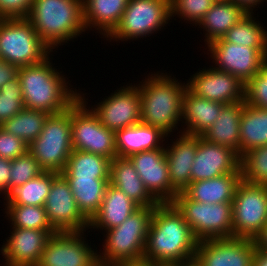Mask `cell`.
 Here are the masks:
<instances>
[{
  "label": "cell",
  "instance_id": "17",
  "mask_svg": "<svg viewBox=\"0 0 267 266\" xmlns=\"http://www.w3.org/2000/svg\"><path fill=\"white\" fill-rule=\"evenodd\" d=\"M256 250L252 239H205L198 241L195 257L202 266H253Z\"/></svg>",
  "mask_w": 267,
  "mask_h": 266
},
{
  "label": "cell",
  "instance_id": "39",
  "mask_svg": "<svg viewBox=\"0 0 267 266\" xmlns=\"http://www.w3.org/2000/svg\"><path fill=\"white\" fill-rule=\"evenodd\" d=\"M44 170L28 151L11 161L9 194L17 187L42 174Z\"/></svg>",
  "mask_w": 267,
  "mask_h": 266
},
{
  "label": "cell",
  "instance_id": "6",
  "mask_svg": "<svg viewBox=\"0 0 267 266\" xmlns=\"http://www.w3.org/2000/svg\"><path fill=\"white\" fill-rule=\"evenodd\" d=\"M51 52L26 18L0 19V59L23 67L43 62Z\"/></svg>",
  "mask_w": 267,
  "mask_h": 266
},
{
  "label": "cell",
  "instance_id": "13",
  "mask_svg": "<svg viewBox=\"0 0 267 266\" xmlns=\"http://www.w3.org/2000/svg\"><path fill=\"white\" fill-rule=\"evenodd\" d=\"M44 208L56 232H86L89 229V220L79 210L69 183L61 173L52 181Z\"/></svg>",
  "mask_w": 267,
  "mask_h": 266
},
{
  "label": "cell",
  "instance_id": "15",
  "mask_svg": "<svg viewBox=\"0 0 267 266\" xmlns=\"http://www.w3.org/2000/svg\"><path fill=\"white\" fill-rule=\"evenodd\" d=\"M99 122L116 132L141 122V100L136 84L127 83L90 108Z\"/></svg>",
  "mask_w": 267,
  "mask_h": 266
},
{
  "label": "cell",
  "instance_id": "35",
  "mask_svg": "<svg viewBox=\"0 0 267 266\" xmlns=\"http://www.w3.org/2000/svg\"><path fill=\"white\" fill-rule=\"evenodd\" d=\"M253 13H248L236 23L222 37L226 42L252 47L255 49H267V31L263 23L255 21Z\"/></svg>",
  "mask_w": 267,
  "mask_h": 266
},
{
  "label": "cell",
  "instance_id": "48",
  "mask_svg": "<svg viewBox=\"0 0 267 266\" xmlns=\"http://www.w3.org/2000/svg\"><path fill=\"white\" fill-rule=\"evenodd\" d=\"M253 266H267V258L258 249L254 255Z\"/></svg>",
  "mask_w": 267,
  "mask_h": 266
},
{
  "label": "cell",
  "instance_id": "5",
  "mask_svg": "<svg viewBox=\"0 0 267 266\" xmlns=\"http://www.w3.org/2000/svg\"><path fill=\"white\" fill-rule=\"evenodd\" d=\"M153 212L154 207H140L119 226L104 231L106 239L98 252V262L118 265L143 261Z\"/></svg>",
  "mask_w": 267,
  "mask_h": 266
},
{
  "label": "cell",
  "instance_id": "14",
  "mask_svg": "<svg viewBox=\"0 0 267 266\" xmlns=\"http://www.w3.org/2000/svg\"><path fill=\"white\" fill-rule=\"evenodd\" d=\"M83 232H56L48 240L37 266H94L98 250L85 241Z\"/></svg>",
  "mask_w": 267,
  "mask_h": 266
},
{
  "label": "cell",
  "instance_id": "19",
  "mask_svg": "<svg viewBox=\"0 0 267 266\" xmlns=\"http://www.w3.org/2000/svg\"><path fill=\"white\" fill-rule=\"evenodd\" d=\"M10 230V237L0 249L5 259L3 266H37L48 240L56 233L55 230L25 228Z\"/></svg>",
  "mask_w": 267,
  "mask_h": 266
},
{
  "label": "cell",
  "instance_id": "47",
  "mask_svg": "<svg viewBox=\"0 0 267 266\" xmlns=\"http://www.w3.org/2000/svg\"><path fill=\"white\" fill-rule=\"evenodd\" d=\"M253 241L255 246H267V223Z\"/></svg>",
  "mask_w": 267,
  "mask_h": 266
},
{
  "label": "cell",
  "instance_id": "1",
  "mask_svg": "<svg viewBox=\"0 0 267 266\" xmlns=\"http://www.w3.org/2000/svg\"><path fill=\"white\" fill-rule=\"evenodd\" d=\"M198 240L172 203L154 207L143 261L172 266L195 257Z\"/></svg>",
  "mask_w": 267,
  "mask_h": 266
},
{
  "label": "cell",
  "instance_id": "11",
  "mask_svg": "<svg viewBox=\"0 0 267 266\" xmlns=\"http://www.w3.org/2000/svg\"><path fill=\"white\" fill-rule=\"evenodd\" d=\"M267 223V185L244 179L232 200L233 237L254 240Z\"/></svg>",
  "mask_w": 267,
  "mask_h": 266
},
{
  "label": "cell",
  "instance_id": "33",
  "mask_svg": "<svg viewBox=\"0 0 267 266\" xmlns=\"http://www.w3.org/2000/svg\"><path fill=\"white\" fill-rule=\"evenodd\" d=\"M59 173L44 171L28 182L14 189L3 205L44 206L50 192L52 181Z\"/></svg>",
  "mask_w": 267,
  "mask_h": 266
},
{
  "label": "cell",
  "instance_id": "43",
  "mask_svg": "<svg viewBox=\"0 0 267 266\" xmlns=\"http://www.w3.org/2000/svg\"><path fill=\"white\" fill-rule=\"evenodd\" d=\"M33 0H0L1 18H26Z\"/></svg>",
  "mask_w": 267,
  "mask_h": 266
},
{
  "label": "cell",
  "instance_id": "36",
  "mask_svg": "<svg viewBox=\"0 0 267 266\" xmlns=\"http://www.w3.org/2000/svg\"><path fill=\"white\" fill-rule=\"evenodd\" d=\"M5 217L11 228L54 230L50 225L44 206L4 205ZM7 208V209H6Z\"/></svg>",
  "mask_w": 267,
  "mask_h": 266
},
{
  "label": "cell",
  "instance_id": "3",
  "mask_svg": "<svg viewBox=\"0 0 267 266\" xmlns=\"http://www.w3.org/2000/svg\"><path fill=\"white\" fill-rule=\"evenodd\" d=\"M170 73H149L136 84L141 100V122L160 128L169 137L182 122V98L187 84ZM175 130V131H174Z\"/></svg>",
  "mask_w": 267,
  "mask_h": 266
},
{
  "label": "cell",
  "instance_id": "50",
  "mask_svg": "<svg viewBox=\"0 0 267 266\" xmlns=\"http://www.w3.org/2000/svg\"><path fill=\"white\" fill-rule=\"evenodd\" d=\"M116 266H161V265H157L155 263L146 262V261H140V262H132V263H126V264H118Z\"/></svg>",
  "mask_w": 267,
  "mask_h": 266
},
{
  "label": "cell",
  "instance_id": "40",
  "mask_svg": "<svg viewBox=\"0 0 267 266\" xmlns=\"http://www.w3.org/2000/svg\"><path fill=\"white\" fill-rule=\"evenodd\" d=\"M213 5V0H170L171 18L177 15L181 20H187L188 23L197 27Z\"/></svg>",
  "mask_w": 267,
  "mask_h": 266
},
{
  "label": "cell",
  "instance_id": "21",
  "mask_svg": "<svg viewBox=\"0 0 267 266\" xmlns=\"http://www.w3.org/2000/svg\"><path fill=\"white\" fill-rule=\"evenodd\" d=\"M177 136L175 141L172 140V145L166 144L165 156L170 184L179 193L191 183V168L198 147V136L183 132Z\"/></svg>",
  "mask_w": 267,
  "mask_h": 266
},
{
  "label": "cell",
  "instance_id": "31",
  "mask_svg": "<svg viewBox=\"0 0 267 266\" xmlns=\"http://www.w3.org/2000/svg\"><path fill=\"white\" fill-rule=\"evenodd\" d=\"M239 131L240 157L253 148L267 145V109L245 103Z\"/></svg>",
  "mask_w": 267,
  "mask_h": 266
},
{
  "label": "cell",
  "instance_id": "41",
  "mask_svg": "<svg viewBox=\"0 0 267 266\" xmlns=\"http://www.w3.org/2000/svg\"><path fill=\"white\" fill-rule=\"evenodd\" d=\"M245 102L254 107L267 109V61L245 84Z\"/></svg>",
  "mask_w": 267,
  "mask_h": 266
},
{
  "label": "cell",
  "instance_id": "20",
  "mask_svg": "<svg viewBox=\"0 0 267 266\" xmlns=\"http://www.w3.org/2000/svg\"><path fill=\"white\" fill-rule=\"evenodd\" d=\"M239 167L240 157L234 150L210 143L198 136V147L191 168V182L234 173Z\"/></svg>",
  "mask_w": 267,
  "mask_h": 266
},
{
  "label": "cell",
  "instance_id": "30",
  "mask_svg": "<svg viewBox=\"0 0 267 266\" xmlns=\"http://www.w3.org/2000/svg\"><path fill=\"white\" fill-rule=\"evenodd\" d=\"M82 214L90 221L100 209L109 178L65 177Z\"/></svg>",
  "mask_w": 267,
  "mask_h": 266
},
{
  "label": "cell",
  "instance_id": "37",
  "mask_svg": "<svg viewBox=\"0 0 267 266\" xmlns=\"http://www.w3.org/2000/svg\"><path fill=\"white\" fill-rule=\"evenodd\" d=\"M242 179L267 185V145L249 150L240 157Z\"/></svg>",
  "mask_w": 267,
  "mask_h": 266
},
{
  "label": "cell",
  "instance_id": "16",
  "mask_svg": "<svg viewBox=\"0 0 267 266\" xmlns=\"http://www.w3.org/2000/svg\"><path fill=\"white\" fill-rule=\"evenodd\" d=\"M210 67V68H209ZM199 69L186 81L195 95L224 105L245 100V84L236 76L209 66Z\"/></svg>",
  "mask_w": 267,
  "mask_h": 266
},
{
  "label": "cell",
  "instance_id": "34",
  "mask_svg": "<svg viewBox=\"0 0 267 266\" xmlns=\"http://www.w3.org/2000/svg\"><path fill=\"white\" fill-rule=\"evenodd\" d=\"M49 115L43 111L24 108L0 127L29 145L39 136Z\"/></svg>",
  "mask_w": 267,
  "mask_h": 266
},
{
  "label": "cell",
  "instance_id": "24",
  "mask_svg": "<svg viewBox=\"0 0 267 266\" xmlns=\"http://www.w3.org/2000/svg\"><path fill=\"white\" fill-rule=\"evenodd\" d=\"M109 183L124 192L140 207H155L159 202L149 193L129 158L110 161Z\"/></svg>",
  "mask_w": 267,
  "mask_h": 266
},
{
  "label": "cell",
  "instance_id": "10",
  "mask_svg": "<svg viewBox=\"0 0 267 266\" xmlns=\"http://www.w3.org/2000/svg\"><path fill=\"white\" fill-rule=\"evenodd\" d=\"M86 94L79 91V99L71 106L72 147L111 161L117 157L115 132L99 122L86 101Z\"/></svg>",
  "mask_w": 267,
  "mask_h": 266
},
{
  "label": "cell",
  "instance_id": "4",
  "mask_svg": "<svg viewBox=\"0 0 267 266\" xmlns=\"http://www.w3.org/2000/svg\"><path fill=\"white\" fill-rule=\"evenodd\" d=\"M26 19L52 51L87 31L83 0H33Z\"/></svg>",
  "mask_w": 267,
  "mask_h": 266
},
{
  "label": "cell",
  "instance_id": "32",
  "mask_svg": "<svg viewBox=\"0 0 267 266\" xmlns=\"http://www.w3.org/2000/svg\"><path fill=\"white\" fill-rule=\"evenodd\" d=\"M110 160L104 156L73 149L61 174L64 177L109 178Z\"/></svg>",
  "mask_w": 267,
  "mask_h": 266
},
{
  "label": "cell",
  "instance_id": "22",
  "mask_svg": "<svg viewBox=\"0 0 267 266\" xmlns=\"http://www.w3.org/2000/svg\"><path fill=\"white\" fill-rule=\"evenodd\" d=\"M169 137L160 128L139 122L115 132L117 157L129 158L143 151L165 148V138Z\"/></svg>",
  "mask_w": 267,
  "mask_h": 266
},
{
  "label": "cell",
  "instance_id": "8",
  "mask_svg": "<svg viewBox=\"0 0 267 266\" xmlns=\"http://www.w3.org/2000/svg\"><path fill=\"white\" fill-rule=\"evenodd\" d=\"M198 240L233 238L232 202L199 203L179 192L171 202Z\"/></svg>",
  "mask_w": 267,
  "mask_h": 266
},
{
  "label": "cell",
  "instance_id": "18",
  "mask_svg": "<svg viewBox=\"0 0 267 266\" xmlns=\"http://www.w3.org/2000/svg\"><path fill=\"white\" fill-rule=\"evenodd\" d=\"M145 188L159 203H171L178 192L171 186L165 148L143 151L129 157Z\"/></svg>",
  "mask_w": 267,
  "mask_h": 266
},
{
  "label": "cell",
  "instance_id": "42",
  "mask_svg": "<svg viewBox=\"0 0 267 266\" xmlns=\"http://www.w3.org/2000/svg\"><path fill=\"white\" fill-rule=\"evenodd\" d=\"M28 152V145L11 133L0 127V157L13 160Z\"/></svg>",
  "mask_w": 267,
  "mask_h": 266
},
{
  "label": "cell",
  "instance_id": "29",
  "mask_svg": "<svg viewBox=\"0 0 267 266\" xmlns=\"http://www.w3.org/2000/svg\"><path fill=\"white\" fill-rule=\"evenodd\" d=\"M248 13L234 2L214 3L210 10L197 24L205 32V47L209 43L222 38L236 23Z\"/></svg>",
  "mask_w": 267,
  "mask_h": 266
},
{
  "label": "cell",
  "instance_id": "25",
  "mask_svg": "<svg viewBox=\"0 0 267 266\" xmlns=\"http://www.w3.org/2000/svg\"><path fill=\"white\" fill-rule=\"evenodd\" d=\"M140 206L124 192L109 184L100 209L89 221V229L103 231L119 226Z\"/></svg>",
  "mask_w": 267,
  "mask_h": 266
},
{
  "label": "cell",
  "instance_id": "51",
  "mask_svg": "<svg viewBox=\"0 0 267 266\" xmlns=\"http://www.w3.org/2000/svg\"><path fill=\"white\" fill-rule=\"evenodd\" d=\"M256 248L267 258V246H256Z\"/></svg>",
  "mask_w": 267,
  "mask_h": 266
},
{
  "label": "cell",
  "instance_id": "28",
  "mask_svg": "<svg viewBox=\"0 0 267 266\" xmlns=\"http://www.w3.org/2000/svg\"><path fill=\"white\" fill-rule=\"evenodd\" d=\"M245 103L244 100L225 105L217 120L201 137L210 143L231 148L240 157V117Z\"/></svg>",
  "mask_w": 267,
  "mask_h": 266
},
{
  "label": "cell",
  "instance_id": "12",
  "mask_svg": "<svg viewBox=\"0 0 267 266\" xmlns=\"http://www.w3.org/2000/svg\"><path fill=\"white\" fill-rule=\"evenodd\" d=\"M207 55L213 59V67L222 72H228L246 84L267 61V49L226 42L223 38L207 45Z\"/></svg>",
  "mask_w": 267,
  "mask_h": 266
},
{
  "label": "cell",
  "instance_id": "46",
  "mask_svg": "<svg viewBox=\"0 0 267 266\" xmlns=\"http://www.w3.org/2000/svg\"><path fill=\"white\" fill-rule=\"evenodd\" d=\"M266 1L267 0H233L234 3L242 7L247 13H254L253 9L257 6L259 7V4Z\"/></svg>",
  "mask_w": 267,
  "mask_h": 266
},
{
  "label": "cell",
  "instance_id": "27",
  "mask_svg": "<svg viewBox=\"0 0 267 266\" xmlns=\"http://www.w3.org/2000/svg\"><path fill=\"white\" fill-rule=\"evenodd\" d=\"M128 1L83 0V22L86 30L94 28L102 38H107L119 24Z\"/></svg>",
  "mask_w": 267,
  "mask_h": 266
},
{
  "label": "cell",
  "instance_id": "44",
  "mask_svg": "<svg viewBox=\"0 0 267 266\" xmlns=\"http://www.w3.org/2000/svg\"><path fill=\"white\" fill-rule=\"evenodd\" d=\"M11 160L0 157V194L9 195Z\"/></svg>",
  "mask_w": 267,
  "mask_h": 266
},
{
  "label": "cell",
  "instance_id": "38",
  "mask_svg": "<svg viewBox=\"0 0 267 266\" xmlns=\"http://www.w3.org/2000/svg\"><path fill=\"white\" fill-rule=\"evenodd\" d=\"M23 109V92L17 76L1 87L0 126Z\"/></svg>",
  "mask_w": 267,
  "mask_h": 266
},
{
  "label": "cell",
  "instance_id": "52",
  "mask_svg": "<svg viewBox=\"0 0 267 266\" xmlns=\"http://www.w3.org/2000/svg\"><path fill=\"white\" fill-rule=\"evenodd\" d=\"M214 3H230L233 2V0H213Z\"/></svg>",
  "mask_w": 267,
  "mask_h": 266
},
{
  "label": "cell",
  "instance_id": "53",
  "mask_svg": "<svg viewBox=\"0 0 267 266\" xmlns=\"http://www.w3.org/2000/svg\"><path fill=\"white\" fill-rule=\"evenodd\" d=\"M94 266H116V265L102 264V263L97 262Z\"/></svg>",
  "mask_w": 267,
  "mask_h": 266
},
{
  "label": "cell",
  "instance_id": "2",
  "mask_svg": "<svg viewBox=\"0 0 267 266\" xmlns=\"http://www.w3.org/2000/svg\"><path fill=\"white\" fill-rule=\"evenodd\" d=\"M50 59L49 56L39 64L19 67L18 78L24 108L53 115L70 108L79 99V90L70 88V81L63 71L53 67Z\"/></svg>",
  "mask_w": 267,
  "mask_h": 266
},
{
  "label": "cell",
  "instance_id": "9",
  "mask_svg": "<svg viewBox=\"0 0 267 266\" xmlns=\"http://www.w3.org/2000/svg\"><path fill=\"white\" fill-rule=\"evenodd\" d=\"M170 20V0H129L119 24L106 40L120 43L146 38L165 29Z\"/></svg>",
  "mask_w": 267,
  "mask_h": 266
},
{
  "label": "cell",
  "instance_id": "49",
  "mask_svg": "<svg viewBox=\"0 0 267 266\" xmlns=\"http://www.w3.org/2000/svg\"><path fill=\"white\" fill-rule=\"evenodd\" d=\"M172 266H202V264L199 262V260L196 257H194V258L173 264Z\"/></svg>",
  "mask_w": 267,
  "mask_h": 266
},
{
  "label": "cell",
  "instance_id": "45",
  "mask_svg": "<svg viewBox=\"0 0 267 266\" xmlns=\"http://www.w3.org/2000/svg\"><path fill=\"white\" fill-rule=\"evenodd\" d=\"M19 67L0 59V90L8 81L18 76Z\"/></svg>",
  "mask_w": 267,
  "mask_h": 266
},
{
  "label": "cell",
  "instance_id": "26",
  "mask_svg": "<svg viewBox=\"0 0 267 266\" xmlns=\"http://www.w3.org/2000/svg\"><path fill=\"white\" fill-rule=\"evenodd\" d=\"M241 179V168L239 167L234 173L191 182L183 192L190 199L199 203L219 204L232 202L236 187Z\"/></svg>",
  "mask_w": 267,
  "mask_h": 266
},
{
  "label": "cell",
  "instance_id": "23",
  "mask_svg": "<svg viewBox=\"0 0 267 266\" xmlns=\"http://www.w3.org/2000/svg\"><path fill=\"white\" fill-rule=\"evenodd\" d=\"M224 106L220 102L199 97L186 88L182 98L181 122L186 128L182 127L183 130L180 129L178 133L201 136L217 120Z\"/></svg>",
  "mask_w": 267,
  "mask_h": 266
},
{
  "label": "cell",
  "instance_id": "7",
  "mask_svg": "<svg viewBox=\"0 0 267 266\" xmlns=\"http://www.w3.org/2000/svg\"><path fill=\"white\" fill-rule=\"evenodd\" d=\"M28 151L47 172L61 173L73 151L71 107L49 115L39 136L28 145Z\"/></svg>",
  "mask_w": 267,
  "mask_h": 266
}]
</instances>
